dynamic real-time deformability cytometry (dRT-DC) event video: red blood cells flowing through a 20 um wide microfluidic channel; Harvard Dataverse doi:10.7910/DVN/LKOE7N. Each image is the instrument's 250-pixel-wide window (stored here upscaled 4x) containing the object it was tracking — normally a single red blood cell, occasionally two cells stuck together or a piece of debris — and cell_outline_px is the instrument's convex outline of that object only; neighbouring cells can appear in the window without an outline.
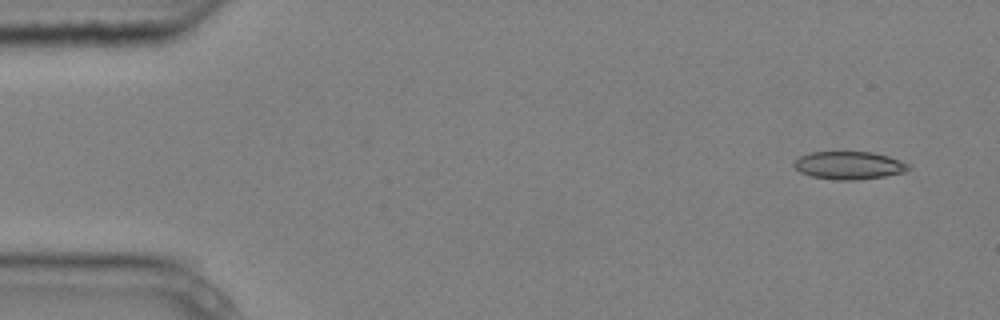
{"species": "common noctule bat (a hibernating species)", "species_latin": "Nyctalus noctula", "temperature_condition": "cold", "stored_images_in_passage": 8, "camera_frame_rate_fps": 3000, "um_per_image_px": 0.085, "animal": {"sex": "male", "body_mass_g": 20.4}, "frame": {"image": 1, "passage_image": 1, "time_ms": 0.0, "image_size_px": [1000, 320], "cell_outline_px": [[912, 168], [904, 172], [884, 176], [856, 180], [836, 180], [812, 176], [800, 172], [792, 164], [800, 156], [808, 152], [872, 152], [888, 156], [900, 160], [908, 164]], "centroid_in_image_um": [72.17, 14.05], "position_along_channel_um": 12.8, "area_um2": 18.55}}
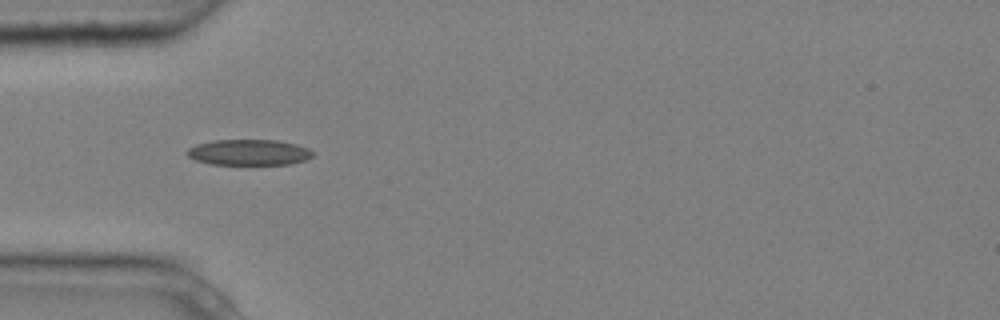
{"frame": {"image": 2, "passage_image": 4, "time_ms": 1.0, "image_size_px": [1000, 320], "cell_outline_px": [[316, 152], [312, 156], [304, 160], [292, 164], [212, 164], [196, 160], [188, 156], [184, 152], [188, 148], [196, 144], [212, 140], [276, 140], [296, 144], [308, 148]], "centroid_in_image_um": [21.15, 12.94], "position_along_channel_um": 63.8, "area_um2": 18.96}}
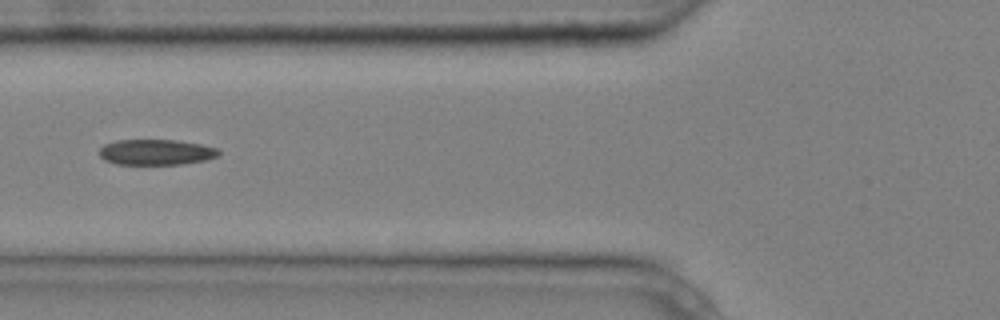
{"frame": {"image": 3, "passage_image": 5, "time_ms": 1.333, "image_size_px": [1000, 320], "cell_outline_px": [[220, 156], [204, 160], [180, 164], [116, 164], [104, 160], [100, 156], [100, 148], [104, 144], [116, 140], [176, 140], [200, 144], [220, 148]], "centroid_in_image_um": [13.28, 12.93], "position_along_channel_um": 112.5, "area_um2": 17.86}}